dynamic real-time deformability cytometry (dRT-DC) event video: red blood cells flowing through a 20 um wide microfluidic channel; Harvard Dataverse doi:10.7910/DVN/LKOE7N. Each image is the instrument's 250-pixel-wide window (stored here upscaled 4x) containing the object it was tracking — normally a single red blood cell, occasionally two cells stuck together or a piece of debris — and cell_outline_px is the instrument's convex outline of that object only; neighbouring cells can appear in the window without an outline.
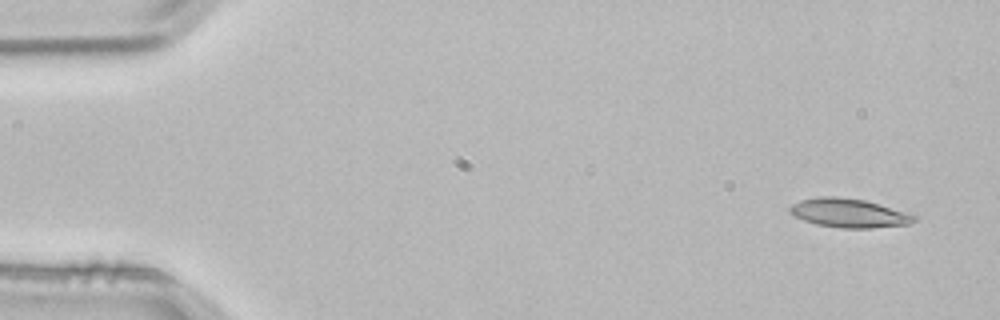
{"species": "common noctule bat (a hibernating species)", "species_latin": "Nyctalus noctula", "temperature_condition": "room temperature", "stored_images_in_passage": 4, "camera_frame_rate_fps": 3000, "um_per_image_px": 0.085, "animal": {"sex": "male", "body_mass_g": 21.5, "forearm_length_mm": 52.0}, "frame": {"image": 1, "passage_image": 1, "time_ms": 0.0, "image_size_px": [1000, 320], "cell_outline_px": [[920, 220], [908, 224], [872, 228], [840, 228], [816, 224], [804, 220], [788, 212], [788, 208], [792, 204], [800, 200], [820, 196], [836, 196], [864, 200], [880, 204], [916, 216]], "centroid_in_image_um": [72.15, 18.11], "position_along_channel_um": 12.9, "area_um2": 20.92}}
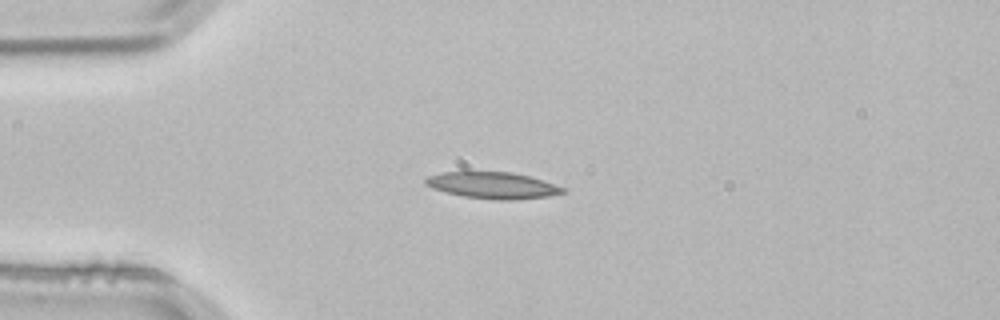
{"frame": {"image": 2, "passage_image": 3, "time_ms": 0.667, "image_size_px": [1000, 320], "cell_outline_px": [[564, 192], [548, 196], [516, 200], [496, 200], [464, 196], [432, 188], [424, 184], [424, 180], [428, 176], [444, 172], [512, 172], [544, 180], [564, 188]], "centroid_in_image_um": [41.88, 15.75], "position_along_channel_um": 43.1, "area_um2": 20.98}}